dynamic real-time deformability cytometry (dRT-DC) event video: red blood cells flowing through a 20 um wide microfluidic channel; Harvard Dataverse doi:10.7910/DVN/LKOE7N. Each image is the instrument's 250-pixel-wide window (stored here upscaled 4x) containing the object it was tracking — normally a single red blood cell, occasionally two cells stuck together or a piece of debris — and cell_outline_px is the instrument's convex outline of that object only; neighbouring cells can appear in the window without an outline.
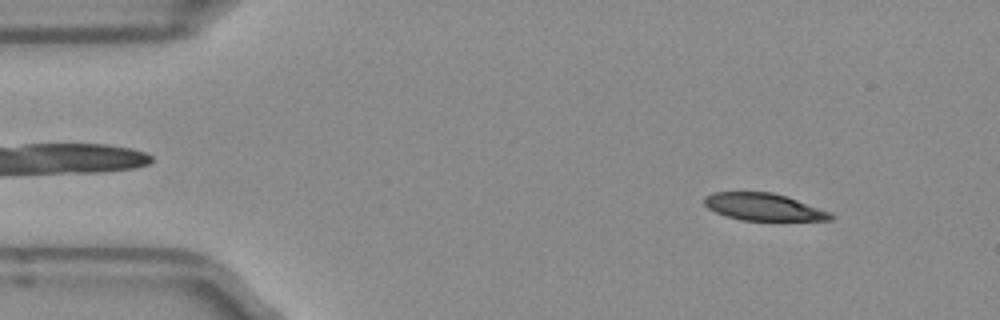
{"species": "Egyptian fruit bat (a non-hibernating species)", "species_latin": "Rousettus aegyptiacus", "temperature_condition": "room temperature", "stored_images_in_passage": 50, "camera_frame_rate_fps": 3000, "um_per_image_px": 0.085, "frame": {"image": 1, "passage_image": 5, "time_ms": 1.333, "image_size_px": [1000, 320], "cell_outline_px": [[836, 216], [832, 220], [740, 220], [724, 216], [708, 208], [704, 204], [704, 196], [712, 192], [772, 192], [832, 212]], "centroid_in_image_um": [64.89, 17.59], "position_along_channel_um": 20.1, "area_um2": 20.0}}
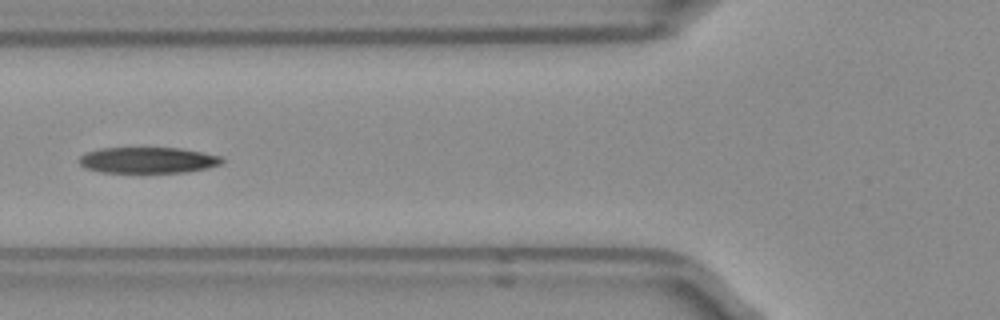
{"frame": {"image": 2, "passage_image": 18, "time_ms": 5.667, "image_size_px": [1000, 320], "cell_outline_px": [[224, 160], [220, 164], [204, 168], [184, 172], [100, 172], [84, 168], [80, 164], [80, 156], [88, 152], [100, 148], [180, 148], [220, 156]], "centroid_in_image_um": [12.53, 13.61], "position_along_channel_um": 113.3, "area_um2": 21.33}}
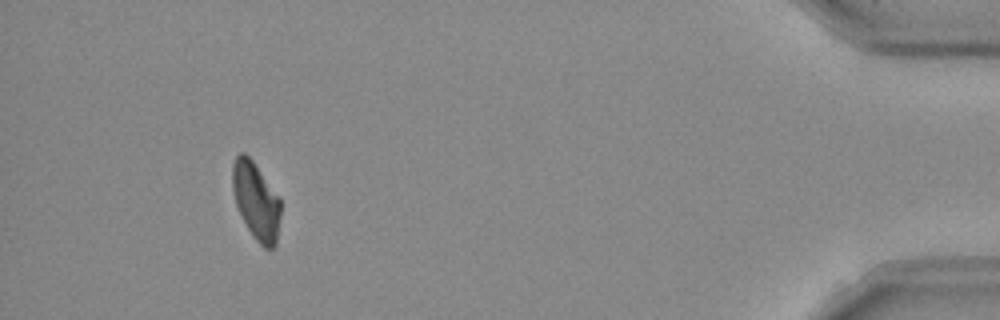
{"frame": {"image": 3, "passage_image": 46, "time_ms": 15.0, "image_size_px": [1000, 320], "cell_outline_px": [[280, 216], [276, 244], [272, 248], [264, 248], [252, 236], [236, 204], [232, 188], [232, 164], [236, 156], [240, 152], [244, 152], [252, 160], [280, 200]], "centroid_in_image_um": [21.75, 17.08], "position_along_channel_um": 413.5, "area_um2": 21.27}, "authors_computed_cell_mechanics": {"area_um2": 22.3686, "velocity_mm_per_s": 3.9554, "shape_relaxation_time_tau1_ms": 8.5913, "shape_relaxation_time_tau2_ms": 2.9971, "deformation_change_tau1": 0.2216, "deformation_change_tau2": 0.0992}}